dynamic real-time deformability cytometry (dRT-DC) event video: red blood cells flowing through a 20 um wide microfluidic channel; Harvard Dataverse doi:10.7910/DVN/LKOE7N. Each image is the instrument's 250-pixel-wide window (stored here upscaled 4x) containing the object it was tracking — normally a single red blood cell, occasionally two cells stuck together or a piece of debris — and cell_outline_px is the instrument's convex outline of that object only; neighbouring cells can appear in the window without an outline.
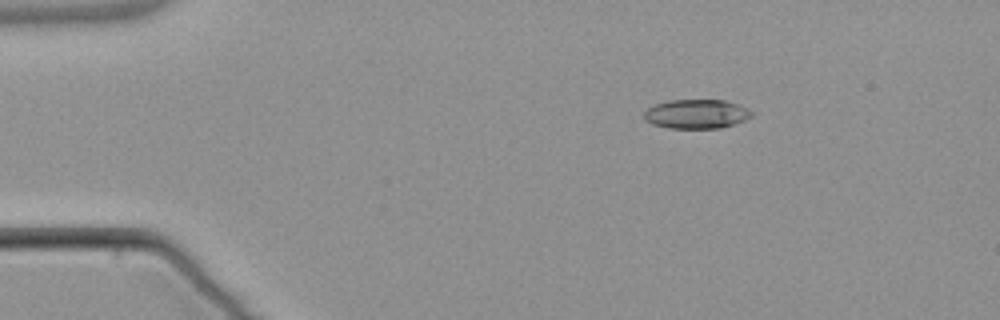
{"species": "common noctule bat (a hibernating species)", "species_latin": "Nyctalus noctula", "temperature_condition": "warm", "stored_images_in_passage": 6, "camera_frame_rate_fps": 3000, "um_per_image_px": 0.085, "animal": {"sex": "male", "body_mass_g": 21.5, "forearm_length_mm": 52.0}, "frame": {"image": 1, "passage_image": 6, "time_ms": 6.0, "image_size_px": [1000, 320], "cell_outline_px": [[752, 116], [736, 124], [720, 128], [668, 128], [652, 124], [644, 120], [644, 112], [648, 108], [656, 104], [668, 100], [724, 100], [748, 108], [752, 112]], "centroid_in_image_um": [59.19, 9.69], "position_along_channel_um": 25.8, "area_um2": 18.32}}